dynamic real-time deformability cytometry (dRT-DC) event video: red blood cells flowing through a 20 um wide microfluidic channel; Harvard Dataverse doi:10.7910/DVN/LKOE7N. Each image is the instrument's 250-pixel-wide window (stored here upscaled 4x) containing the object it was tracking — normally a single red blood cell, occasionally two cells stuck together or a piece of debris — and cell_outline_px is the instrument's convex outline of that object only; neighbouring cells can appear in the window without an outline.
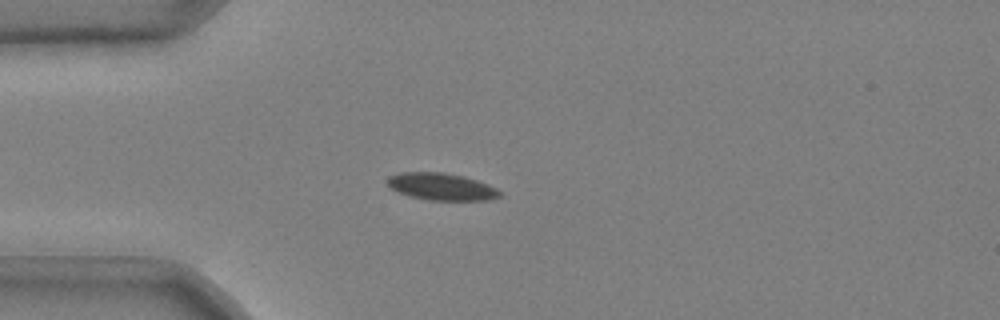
{"species": "common noctule bat (a hibernating species)", "species_latin": "Nyctalus noctula", "temperature_condition": "cold", "stored_images_in_passage": 52, "camera_frame_rate_fps": 3000, "um_per_image_px": 0.085, "animal": {"sex": "male", "body_mass_g": 20.4}, "frame": {"image": 1, "passage_image": 14, "time_ms": 4.333, "image_size_px": [1000, 320], "cell_outline_px": [[500, 196], [488, 200], [428, 200], [408, 196], [392, 188], [388, 184], [388, 176], [400, 172], [444, 172], [464, 176], [488, 184], [496, 188], [500, 192]], "centroid_in_image_um": [37.52, 15.86], "position_along_channel_um": 47.5, "area_um2": 17.69}}
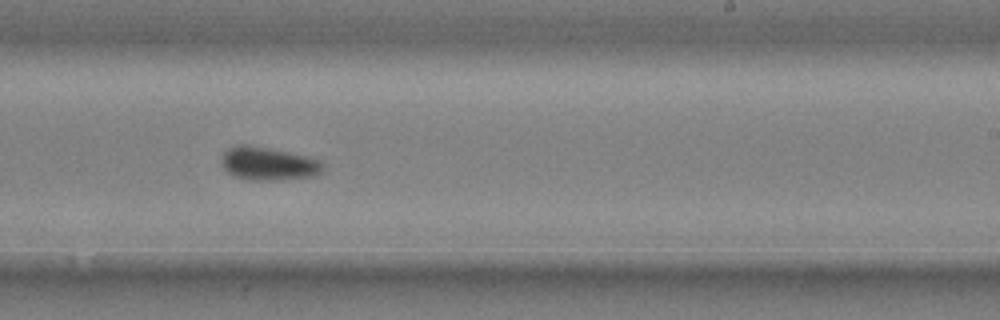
{"frame": {"image": 2, "passage_image": 33, "time_ms": 10.667, "image_size_px": [1000, 320], "cell_outline_px": [[324, 172], [316, 176], [284, 180], [252, 180], [232, 176], [220, 164], [220, 160], [224, 152], [228, 148], [240, 144], [244, 144], [268, 148], [308, 156], [320, 160], [324, 164]], "centroid_in_image_um": [22.83, 13.92], "position_along_channel_um": 266.2, "area_um2": 20.0}}
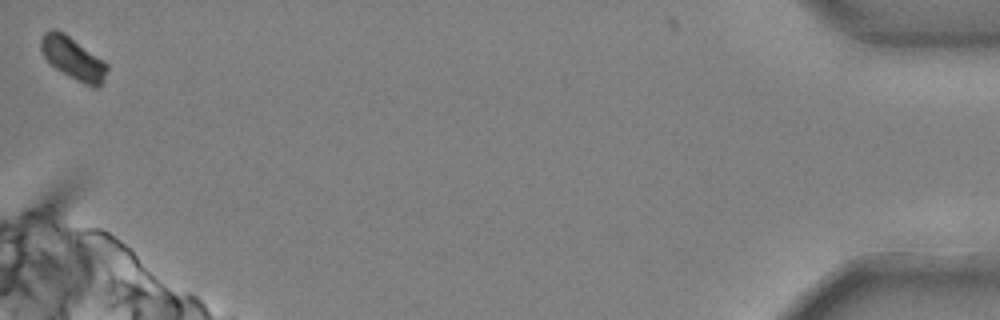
{"frame": {"image": 3, "passage_image": 52, "time_ms": 17.0, "image_size_px": [1000, 320], "cell_outline_px": [[108, 68], [104, 80], [96, 88], [92, 88], [76, 80], [56, 68], [40, 52], [40, 40], [44, 32], [52, 28], [56, 28], [64, 32], [104, 60], [108, 64]], "centroid_in_image_um": [6.21, 4.93], "position_along_channel_um": 429.0, "area_um2": 16.47}, "authors_computed_cell_mechanics": {"area_um2": 17.9758, "velocity_mm_per_s": 3.6702, "shape_relaxation_time_tau1_ms": 4.6434, "shape_relaxation_time_tau2_ms": null, "deformation_change_tau1": 0.0988, "deformation_change_tau2": null}}